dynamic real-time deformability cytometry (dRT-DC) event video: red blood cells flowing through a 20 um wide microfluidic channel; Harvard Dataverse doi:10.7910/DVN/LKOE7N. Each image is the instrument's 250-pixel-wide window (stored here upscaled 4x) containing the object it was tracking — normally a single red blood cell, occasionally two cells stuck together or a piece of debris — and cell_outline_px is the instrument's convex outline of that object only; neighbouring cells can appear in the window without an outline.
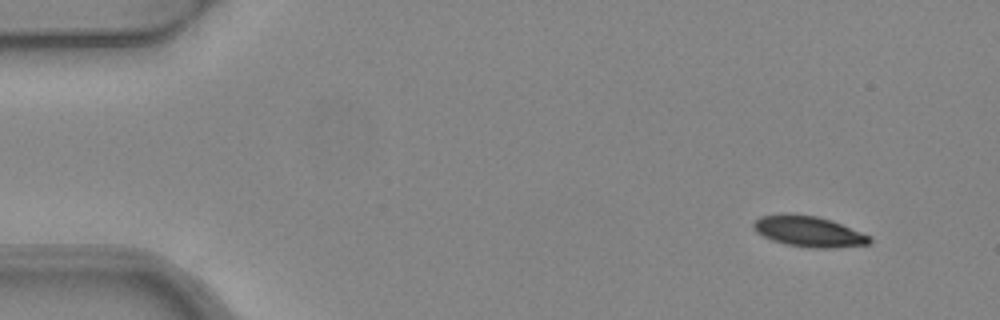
{"species": "common noctule bat (a hibernating species)", "species_latin": "Nyctalus noctula", "temperature_condition": "warm", "stored_images_in_passage": 3, "camera_frame_rate_fps": 3000, "um_per_image_px": 0.085, "animal": {"sex": "female", "body_mass_g": 24.6, "forearm_length_mm": 56.2}, "frame": {"image": 1, "passage_image": 1, "time_ms": 0.0, "image_size_px": [1000, 320], "cell_outline_px": [[872, 240], [868, 244], [828, 248], [816, 248], [784, 244], [772, 240], [756, 232], [752, 228], [752, 224], [760, 216], [784, 212], [816, 216], [832, 220], [872, 236]], "centroid_in_image_um": [68.71, 19.65], "position_along_channel_um": 16.3, "area_um2": 20.98}}
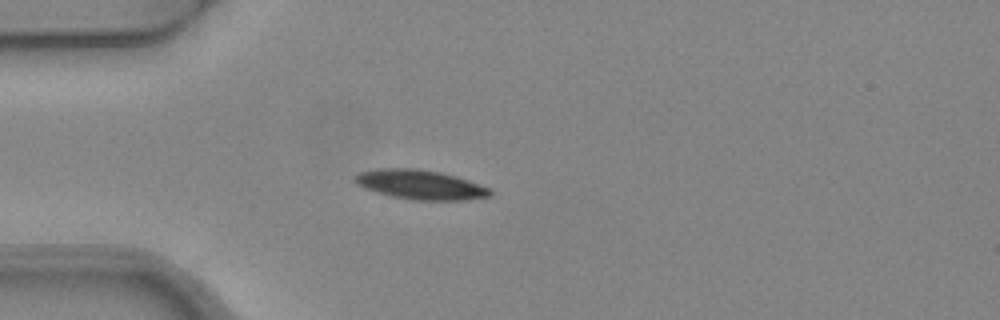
{"frame": {"image": 2, "passage_image": 3, "time_ms": 0.667, "image_size_px": [1000, 320], "cell_outline_px": [[492, 196], [468, 200], [416, 200], [392, 196], [376, 192], [364, 188], [356, 184], [352, 180], [360, 172], [376, 168], [416, 168], [440, 172], [456, 176], [492, 188]], "centroid_in_image_um": [35.75, 15.69], "position_along_channel_um": 49.2, "area_um2": 23.41}}